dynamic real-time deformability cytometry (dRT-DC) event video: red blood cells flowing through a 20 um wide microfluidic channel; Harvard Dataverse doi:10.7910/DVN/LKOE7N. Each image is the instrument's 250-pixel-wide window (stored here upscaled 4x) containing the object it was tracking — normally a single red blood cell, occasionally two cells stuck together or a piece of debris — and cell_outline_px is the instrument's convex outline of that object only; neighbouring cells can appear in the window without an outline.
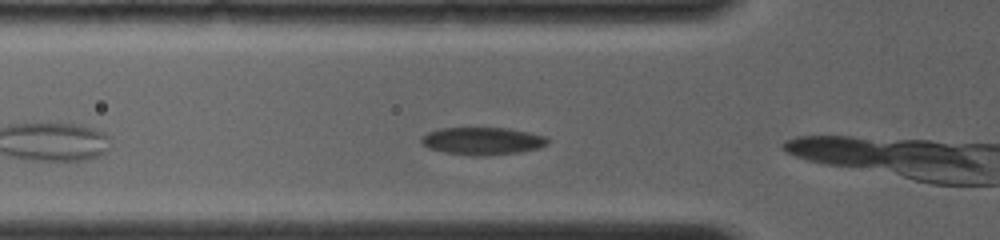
{"species": "common noctule bat (a hibernating species)", "species_latin": "Nyctalus noctula", "temperature_condition": "room temperature", "stored_images_in_passage": 7, "camera_frame_rate_fps": 4000, "um_per_image_px": 0.085, "animal": {"sex": "female", "body_mass_g": 19.0, "forearm_length_mm": 56.7}, "frame": {"image": 1, "passage_image": 4, "time_ms": 0.75, "image_size_px": [1000, 240], "cell_outline_px": [[548, 144], [540, 148], [520, 152], [484, 156], [472, 156], [444, 152], [428, 148], [420, 144], [420, 136], [428, 132], [440, 128], [508, 128], [548, 136]], "centroid_in_image_um": [40.99, 11.99], "position_along_channel_um": 84.8, "area_um2": 20.58}}